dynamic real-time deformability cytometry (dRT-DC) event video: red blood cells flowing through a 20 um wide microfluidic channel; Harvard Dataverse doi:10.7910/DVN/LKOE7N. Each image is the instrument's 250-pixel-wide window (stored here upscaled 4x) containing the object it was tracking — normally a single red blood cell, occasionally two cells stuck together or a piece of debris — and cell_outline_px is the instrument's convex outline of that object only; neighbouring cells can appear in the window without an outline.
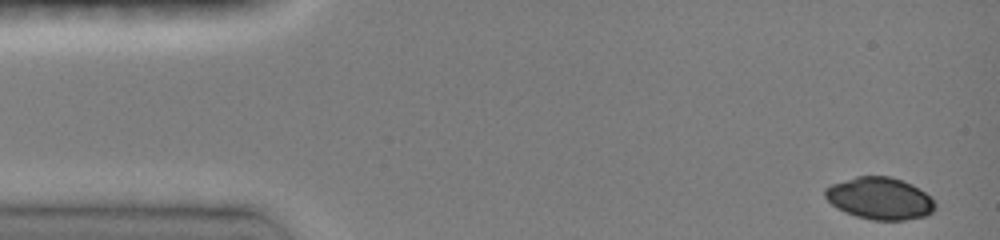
{"species": "common noctule bat (a hibernating species)", "species_latin": "Nyctalus noctula", "temperature_condition": "room temperature", "stored_images_in_passage": 10, "camera_frame_rate_fps": 3000, "um_per_image_px": 0.085, "animal": {"sex": "female", "body_mass_g": 19.0, "forearm_length_mm": 51.5}, "frame": {"image": 1, "passage_image": 1, "time_ms": 0.0, "image_size_px": [1000, 240], "cell_outline_px": [[936, 208], [932, 212], [924, 216], [904, 220], [872, 220], [856, 216], [844, 212], [836, 208], [824, 196], [824, 188], [832, 184], [856, 176], [888, 176], [912, 184], [932, 196], [936, 204]], "centroid_in_image_um": [74.79, 16.87], "position_along_channel_um": 10.2, "area_um2": 27.11}}
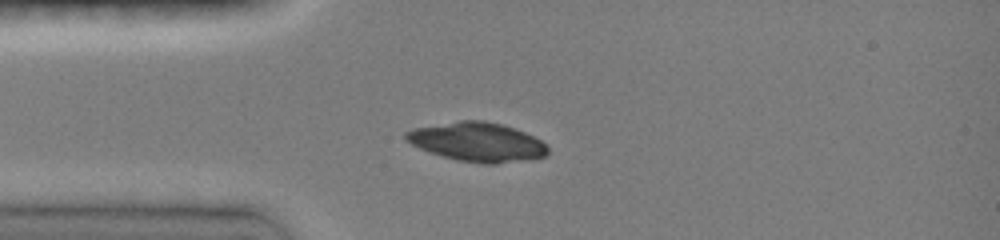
{"frame": {"image": 2, "passage_image": 7, "time_ms": 3.333, "image_size_px": [1000, 240], "cell_outline_px": [[548, 152], [544, 156], [532, 160], [496, 164], [484, 164], [456, 160], [420, 148], [404, 140], [404, 132], [412, 128], [460, 120], [484, 120], [504, 124], [524, 132], [540, 140], [548, 148]], "centroid_in_image_um": [40.57, 12.07], "position_along_channel_um": 44.4, "area_um2": 32.48}}